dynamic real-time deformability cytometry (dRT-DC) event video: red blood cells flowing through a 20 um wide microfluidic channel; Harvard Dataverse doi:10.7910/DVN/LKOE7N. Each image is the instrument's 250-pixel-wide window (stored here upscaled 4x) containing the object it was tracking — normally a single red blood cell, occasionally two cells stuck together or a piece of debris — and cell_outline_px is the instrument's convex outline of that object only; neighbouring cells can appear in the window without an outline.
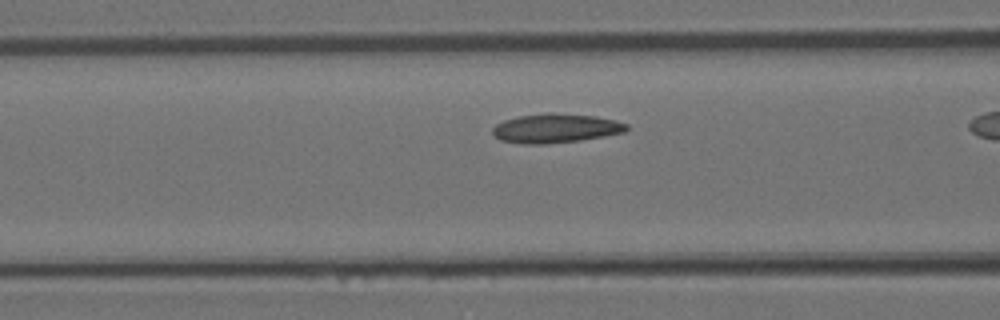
{"species": "Egyptian fruit bat (a non-hibernating species)", "species_latin": "Rousettus aegyptiacus", "temperature_condition": "room temperature", "stored_images_in_passage": 26, "camera_frame_rate_fps": 3000, "um_per_image_px": 0.085, "animal": {"sex": "female"}, "frame": {"image": 1, "passage_image": 8, "time_ms": 2.333, "image_size_px": [1000, 320], "cell_outline_px": [[628, 128], [624, 132], [604, 136], [580, 140], [544, 144], [524, 144], [500, 140], [492, 132], [492, 128], [496, 124], [504, 120], [520, 116], [548, 112], [552, 112], [596, 116], [616, 120], [628, 124]], "centroid_in_image_um": [47.24, 10.89], "position_along_channel_um": 119.4, "area_um2": 22.77}}
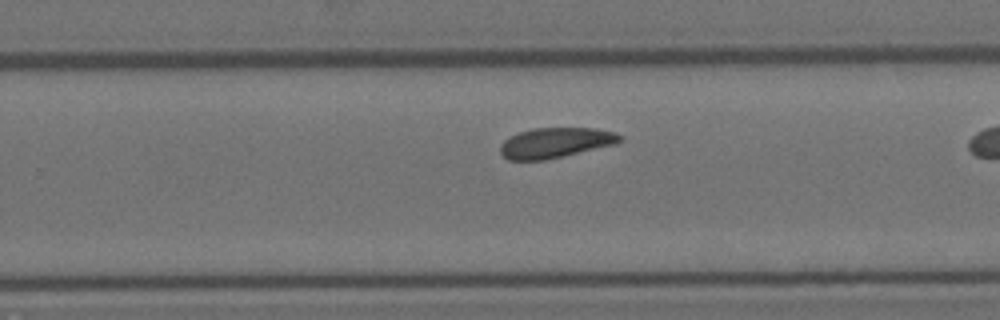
{"frame": {"image": 2, "passage_image": 19, "time_ms": 6.0, "image_size_px": [1000, 320], "cell_outline_px": [[624, 140], [616, 144], [544, 160], [508, 160], [500, 152], [500, 144], [508, 136], [532, 128], [596, 128], [616, 132], [624, 136]], "centroid_in_image_um": [47.24, 12.12], "position_along_channel_um": 282.6, "area_um2": 21.21}}
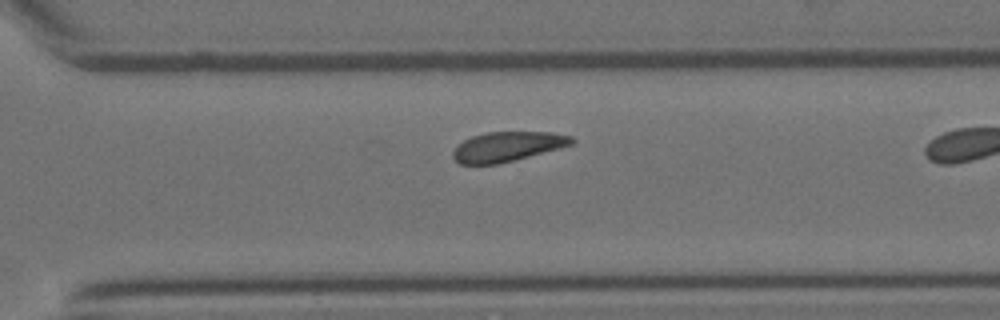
{"frame": {"image": 3, "passage_image": 22, "time_ms": 7.0, "image_size_px": [1000, 320], "cell_outline_px": [[576, 140], [572, 144], [560, 148], [496, 164], [460, 164], [452, 156], [452, 152], [464, 140], [472, 136], [488, 132], [548, 132], [572, 136]], "centroid_in_image_um": [43.14, 12.45], "position_along_channel_um": 327.5, "area_um2": 20.23}}